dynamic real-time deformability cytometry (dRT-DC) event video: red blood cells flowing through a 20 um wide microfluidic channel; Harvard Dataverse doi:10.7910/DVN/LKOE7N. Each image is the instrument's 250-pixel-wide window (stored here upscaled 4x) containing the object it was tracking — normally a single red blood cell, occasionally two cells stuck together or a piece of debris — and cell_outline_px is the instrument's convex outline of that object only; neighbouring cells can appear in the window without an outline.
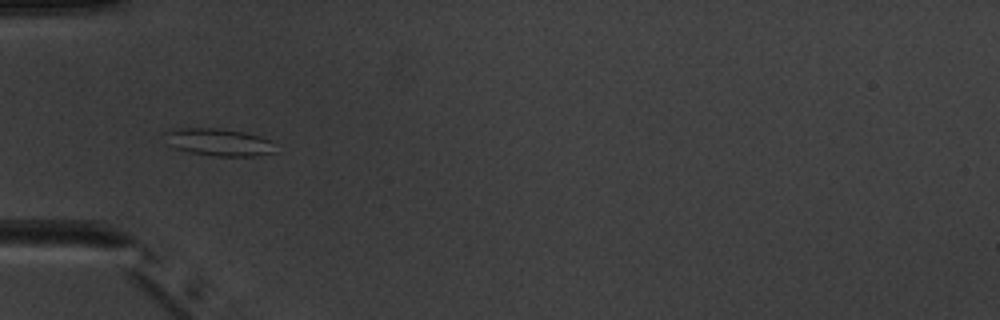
{"species": "common noctule bat (a hibernating species)", "species_latin": "Nyctalus noctula", "temperature_condition": "warm", "stored_images_in_passage": 7, "camera_frame_rate_fps": 3000, "um_per_image_px": 0.085, "animal": {"sex": "male", "body_mass_g": 20.1, "forearm_length_mm": 53.5}, "frame": {"image": 1, "passage_image": 4, "time_ms": 3.667, "image_size_px": [1000, 320], "cell_outline_px": [[276, 152], [256, 156], [216, 156], [188, 152], [176, 148], [168, 144], [164, 132], [180, 128], [220, 128], [244, 132], [260, 136], [268, 140]], "centroid_in_image_um": [18.58, 12.08], "position_along_channel_um": 66.4, "area_um2": 17.46}}
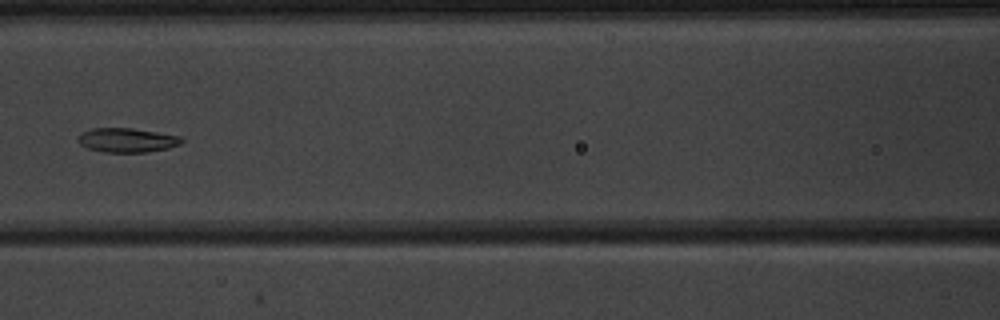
{"frame": {"image": 2, "passage_image": 6, "time_ms": 6.0, "image_size_px": [1000, 320], "cell_outline_px": [[184, 140], [180, 144], [168, 148], [148, 152], [104, 152], [88, 148], [80, 144], [76, 140], [80, 132], [92, 128], [132, 128], [180, 136]], "centroid_in_image_um": [10.76, 11.91], "position_along_channel_um": 155.8, "area_um2": 14.68}}
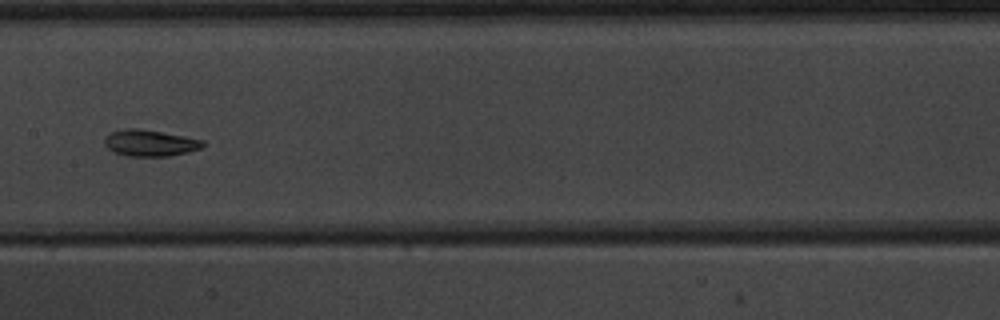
{"frame": {"image": 3, "passage_image": 7, "time_ms": 7.0, "image_size_px": [1000, 320], "cell_outline_px": [[204, 144], [200, 148], [188, 152], [168, 156], [128, 156], [112, 152], [104, 144], [104, 136], [108, 132], [124, 128], [140, 128], [184, 136], [204, 140]], "centroid_in_image_um": [12.68, 12.14], "position_along_channel_um": 194.7, "area_um2": 15.32}}